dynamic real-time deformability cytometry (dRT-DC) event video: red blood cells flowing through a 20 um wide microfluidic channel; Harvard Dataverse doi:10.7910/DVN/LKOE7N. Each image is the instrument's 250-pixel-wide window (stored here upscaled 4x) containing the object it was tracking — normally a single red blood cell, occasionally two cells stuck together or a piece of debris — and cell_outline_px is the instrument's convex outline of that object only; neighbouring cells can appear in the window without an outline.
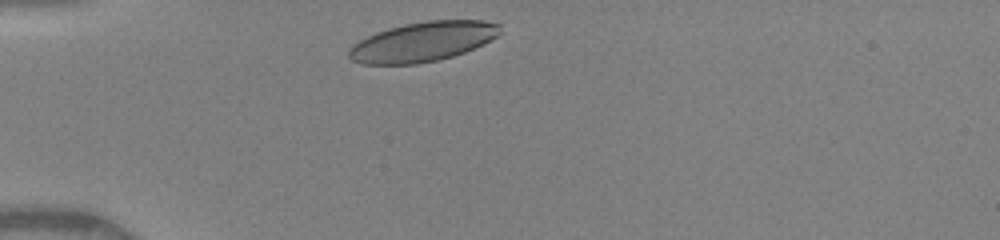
{"species": "human", "species_latin": "Homo sapiens", "temperature_condition": "warm", "stored_images_in_passage": 31, "camera_frame_rate_fps": 3000, "um_per_image_px": 0.085, "donor": {"sex": "female"}, "frame": {"image": 1, "passage_image": 2, "time_ms": 0.333, "image_size_px": [1000, 240], "cell_outline_px": [[504, 32], [464, 52], [452, 56], [436, 60], [416, 64], [364, 64], [352, 60], [348, 56], [348, 52], [352, 44], [376, 32], [388, 28], [404, 24], [428, 20], [484, 20], [500, 24]], "centroid_in_image_um": [35.93, 3.53], "position_along_channel_um": 49.1, "area_um2": 34.74}}
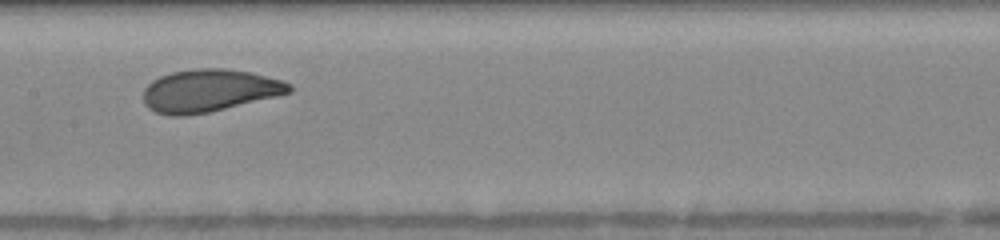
{"frame": {"image": 2, "passage_image": 14, "time_ms": 4.333, "image_size_px": [1000, 240], "cell_outline_px": [[292, 92], [276, 96], [208, 112], [184, 116], [172, 116], [156, 112], [148, 108], [144, 104], [144, 88], [152, 80], [160, 76], [172, 72], [196, 68], [228, 68], [252, 72], [284, 80], [292, 84]], "centroid_in_image_um": [17.8, 7.69], "position_along_channel_um": 189.6, "area_um2": 36.3}}
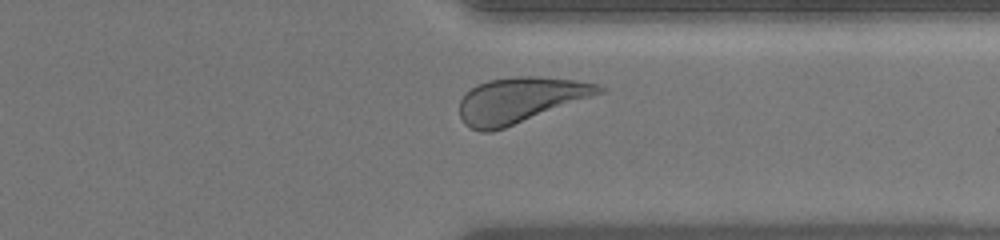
{"frame": {"image": 3, "passage_image": 27, "time_ms": 8.667, "image_size_px": [1000, 240], "cell_outline_px": [[604, 92], [504, 128], [492, 132], [480, 132], [464, 124], [460, 116], [460, 100], [464, 92], [488, 80], [512, 76], [540, 76], [576, 80], [596, 84], [604, 88]], "centroid_in_image_um": [44.16, 8.5], "position_along_channel_um": 367.2, "area_um2": 36.76}, "authors_computed_cell_mechanics": {"area_um2": 36.125, "velocity_mm_per_s": 4.0994, "shape_relaxation_time_tau1_ms": 2.5499, "shape_relaxation_time_tau2_ms": 0.9566, "deformation_change_tau1": 0.1339, "deformation_change_tau2": 0.0787}}